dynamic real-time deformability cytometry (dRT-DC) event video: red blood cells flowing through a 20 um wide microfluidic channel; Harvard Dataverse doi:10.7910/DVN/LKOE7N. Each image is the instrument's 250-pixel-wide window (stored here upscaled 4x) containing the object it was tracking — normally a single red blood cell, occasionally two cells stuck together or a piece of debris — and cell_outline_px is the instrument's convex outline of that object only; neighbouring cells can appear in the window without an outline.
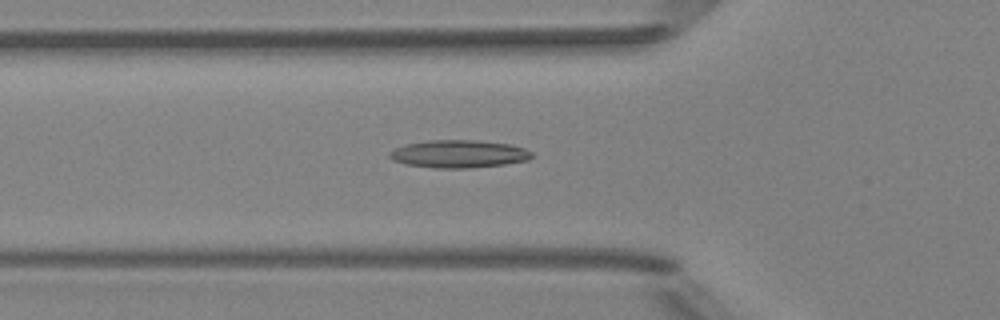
{"species": "Egyptian fruit bat (a non-hibernating species)", "species_latin": "Rousettus aegyptiacus", "temperature_condition": "room temperature", "stored_images_in_passage": 51, "camera_frame_rate_fps": 3000, "um_per_image_px": 0.085, "animal": {"sex": "female"}, "frame": {"image": 1, "passage_image": 18, "time_ms": 5.667, "image_size_px": [1000, 320], "cell_outline_px": [[532, 156], [528, 160], [504, 164], [468, 168], [432, 168], [404, 164], [392, 160], [388, 156], [388, 152], [396, 148], [408, 144], [428, 140], [480, 140], [512, 144], [524, 148], [532, 152]], "centroid_in_image_um": [38.99, 13.08], "position_along_channel_um": 86.8, "area_um2": 23.12}}
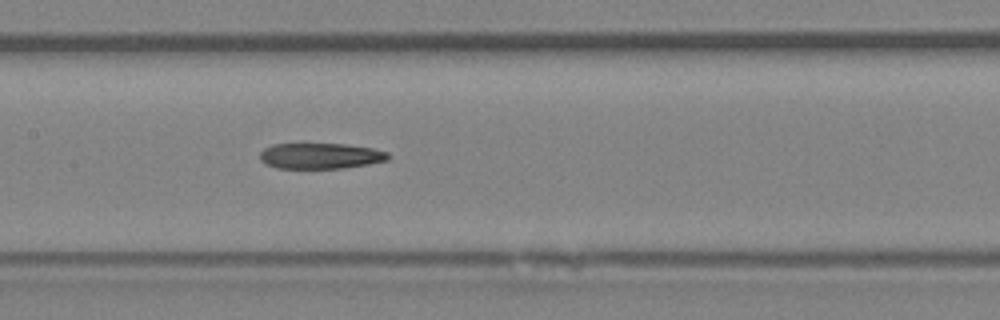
{"frame": {"image": 2, "passage_image": 25, "time_ms": 8.0, "image_size_px": [1000, 320], "cell_outline_px": [[388, 160], [368, 164], [340, 168], [276, 168], [260, 160], [260, 152], [264, 148], [272, 144], [344, 144], [372, 148], [388, 152]], "centroid_in_image_um": [27.22, 13.25], "position_along_channel_um": 180.2, "area_um2": 19.07}}
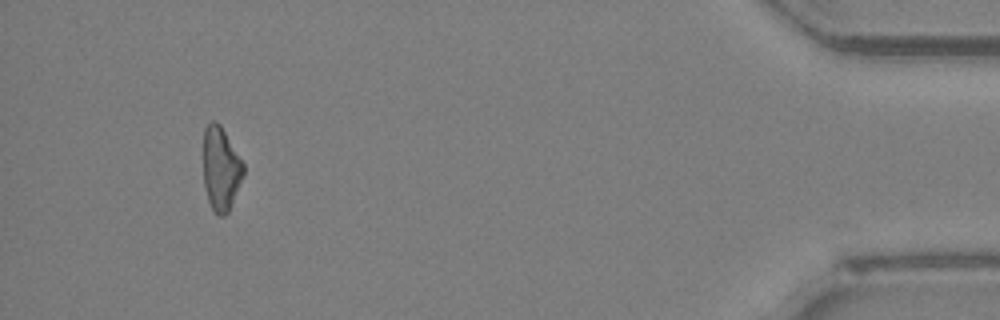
{"frame": {"image": 3, "passage_image": 48, "time_ms": 15.667, "image_size_px": [1000, 320], "cell_outline_px": [[244, 172], [228, 212], [224, 216], [216, 216], [208, 200], [204, 188], [204, 128], [212, 120], [216, 120], [220, 124], [244, 164]], "centroid_in_image_um": [18.76, 14.34], "position_along_channel_um": 416.4, "area_um2": 19.36}}